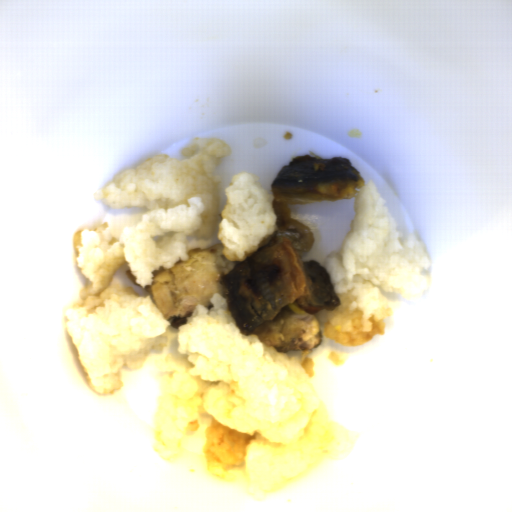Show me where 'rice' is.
<instances>
[{"label":"rice","mask_w":512,"mask_h":512,"mask_svg":"<svg viewBox=\"0 0 512 512\" xmlns=\"http://www.w3.org/2000/svg\"><path fill=\"white\" fill-rule=\"evenodd\" d=\"M183 157L157 155L116 174L94 199L113 209L145 208L73 236L77 267L85 278L64 324L92 392L120 390L121 369L142 367L149 352H162L171 325L149 296L113 284L127 263L136 284H152L155 270L188 260L198 248L223 245L226 260L246 261L271 241L278 226L273 197L258 174L238 173L228 187L219 166L232 153L228 142L198 138Z\"/></svg>","instance_id":"652b925c"},{"label":"rice","mask_w":512,"mask_h":512,"mask_svg":"<svg viewBox=\"0 0 512 512\" xmlns=\"http://www.w3.org/2000/svg\"><path fill=\"white\" fill-rule=\"evenodd\" d=\"M210 303L193 308L177 352L156 362L154 451L168 461L194 457L258 501L321 461L348 456V435L330 422L312 382L311 349L277 352L241 334L218 293Z\"/></svg>","instance_id":"023b6e5f"},{"label":"rice","mask_w":512,"mask_h":512,"mask_svg":"<svg viewBox=\"0 0 512 512\" xmlns=\"http://www.w3.org/2000/svg\"><path fill=\"white\" fill-rule=\"evenodd\" d=\"M429 263L423 241L399 231L376 185L367 181L356 194L354 218L341 247L322 264L340 305L314 314L321 337L360 346L386 334L391 311L382 292L418 302L427 288Z\"/></svg>","instance_id":"8eca5e8b"},{"label":"rice","mask_w":512,"mask_h":512,"mask_svg":"<svg viewBox=\"0 0 512 512\" xmlns=\"http://www.w3.org/2000/svg\"><path fill=\"white\" fill-rule=\"evenodd\" d=\"M328 360H330L335 365H342L345 364L348 358L350 357L349 354H340L333 351H330L327 354Z\"/></svg>","instance_id":"acb35da6"}]
</instances>
